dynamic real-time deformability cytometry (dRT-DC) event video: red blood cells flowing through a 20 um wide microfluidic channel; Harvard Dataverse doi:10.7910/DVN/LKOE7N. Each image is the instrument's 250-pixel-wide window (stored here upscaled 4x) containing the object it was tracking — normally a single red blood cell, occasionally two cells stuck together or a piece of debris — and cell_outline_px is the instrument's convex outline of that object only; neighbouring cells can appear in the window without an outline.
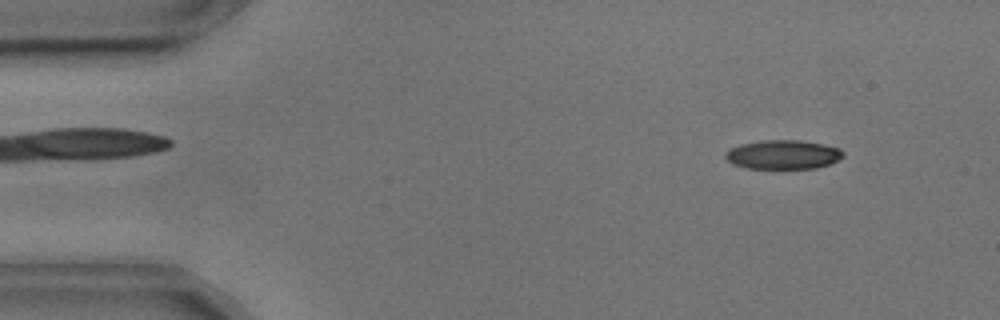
{"species": "common noctule bat (a hibernating species)", "species_latin": "Nyctalus noctula", "temperature_condition": "cold", "stored_images_in_passage": 54, "camera_frame_rate_fps": 3000, "um_per_image_px": 0.085, "animal": {"sex": "male", "body_mass_g": 17.9, "forearm_length_mm": 54.2}, "frame": {"image": 1, "passage_image": 5, "time_ms": 1.333, "image_size_px": [1000, 320], "cell_outline_px": [[844, 156], [828, 164], [816, 168], [744, 168], [732, 164], [724, 156], [724, 152], [740, 144], [760, 140], [800, 140], [824, 144], [840, 148], [844, 152]], "centroid_in_image_um": [66.54, 13.13], "position_along_channel_um": 18.5, "area_um2": 20.0}}
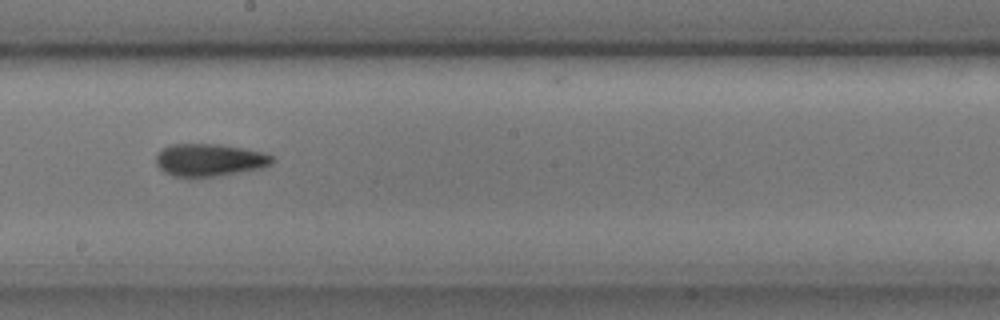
{"frame": {"image": 2, "passage_image": 29, "time_ms": 9.333, "image_size_px": [1000, 320], "cell_outline_px": [[276, 160], [272, 164], [260, 168], [216, 176], [172, 176], [164, 172], [156, 164], [156, 156], [160, 148], [168, 144], [220, 144], [244, 148], [264, 152], [272, 156]], "centroid_in_image_um": [17.79, 13.57], "position_along_channel_um": 230.4, "area_um2": 22.08}}
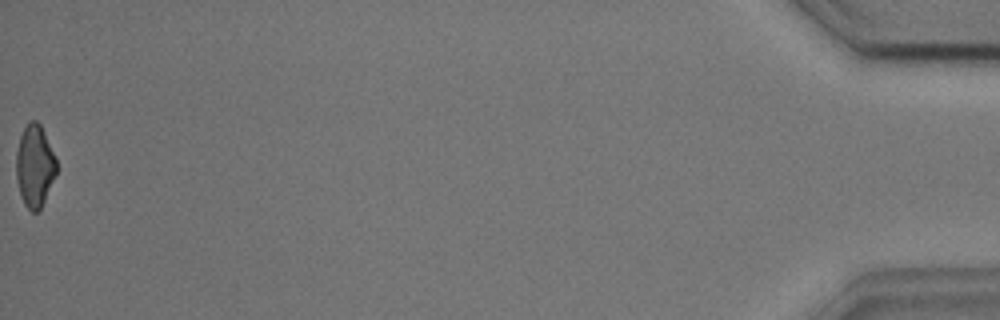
{"frame": {"image": 3, "passage_image": 54, "time_ms": 17.667, "image_size_px": [1000, 320], "cell_outline_px": [[56, 172], [44, 200], [40, 208], [36, 212], [32, 212], [24, 204], [20, 196], [16, 180], [16, 152], [20, 136], [28, 120], [36, 120], [40, 124], [56, 156]], "centroid_in_image_um": [2.93, 14.08], "position_along_channel_um": 432.3, "area_um2": 19.25}, "authors_computed_cell_mechanics": {"area_um2": 21.097, "velocity_mm_per_s": 3.6421, "shape_relaxation_time_tau1_ms": 7.7767, "shape_relaxation_time_tau2_ms": 3.1813, "deformation_change_tau1": 0.1612, "deformation_change_tau2": 0.1103}}